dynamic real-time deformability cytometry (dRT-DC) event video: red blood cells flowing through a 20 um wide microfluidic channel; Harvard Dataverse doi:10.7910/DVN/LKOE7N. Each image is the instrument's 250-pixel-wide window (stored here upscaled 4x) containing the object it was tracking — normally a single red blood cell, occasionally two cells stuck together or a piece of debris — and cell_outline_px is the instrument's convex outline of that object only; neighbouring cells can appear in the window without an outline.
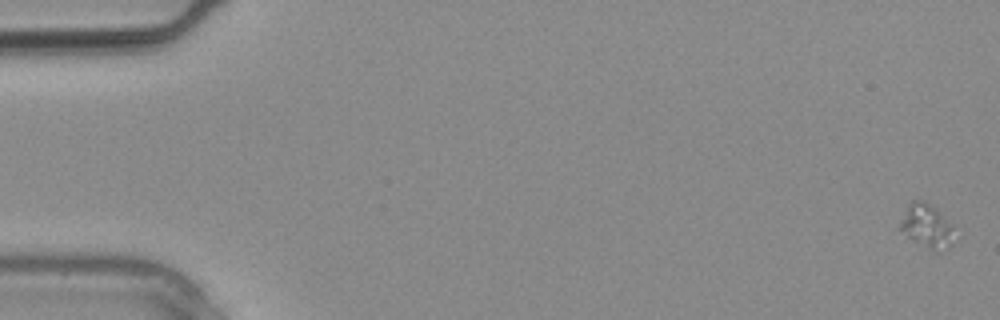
{"species": "common noctule bat (a hibernating species)", "species_latin": "Nyctalus noctula", "temperature_condition": "warm", "stored_images_in_passage": 2, "segment_of_instrument_passage": [2, 2], "camera_frame_rate_fps": 3000, "um_per_image_px": 0.085, "animal": {"sex": "male", "body_mass_g": 20.4}, "frame": {"image": 1, "passage_image": 2, "time_ms": 0.333, "image_size_px": [1000, 320], "cell_outline_px": [[952, 244], [940, 252], [936, 252], [908, 236], [896, 228], [908, 204], [912, 200], [924, 200], [936, 208], [952, 224]], "centroid_in_image_um": [78.74, 19.18], "position_along_channel_um": 6.3, "area_um2": 13.7}}